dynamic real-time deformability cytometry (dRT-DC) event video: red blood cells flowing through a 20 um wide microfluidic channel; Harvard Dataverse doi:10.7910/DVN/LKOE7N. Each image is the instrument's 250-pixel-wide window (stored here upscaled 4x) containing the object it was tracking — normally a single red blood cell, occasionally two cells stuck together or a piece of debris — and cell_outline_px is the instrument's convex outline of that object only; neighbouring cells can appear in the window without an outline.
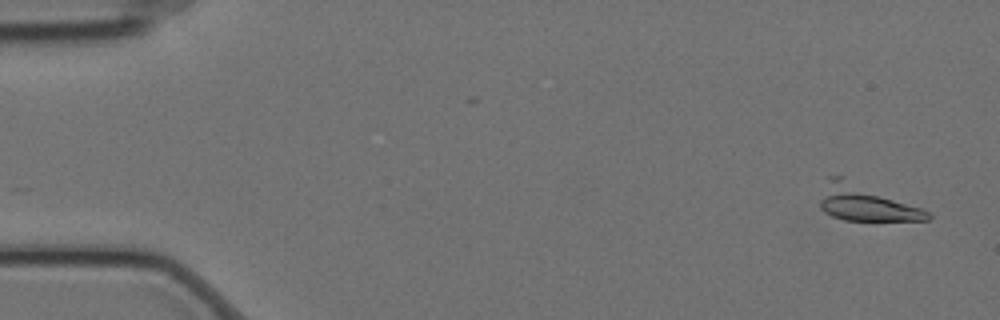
{"species": "Egyptian fruit bat (a non-hibernating species)", "species_latin": "Rousettus aegyptiacus", "temperature_condition": "cold", "stored_images_in_passage": 5, "camera_frame_rate_fps": 3000, "um_per_image_px": 0.085, "animal": {"sex": "female"}, "frame": {"image": 1, "passage_image": 1, "time_ms": 0.0, "image_size_px": [1000, 320], "cell_outline_px": [[932, 216], [928, 220], [844, 220], [832, 216], [824, 212], [820, 208], [820, 200], [828, 176], [844, 176], [920, 208], [928, 212]], "centroid_in_image_um": [73.52, 17.24], "position_along_channel_um": 11.5, "area_um2": 22.2}}